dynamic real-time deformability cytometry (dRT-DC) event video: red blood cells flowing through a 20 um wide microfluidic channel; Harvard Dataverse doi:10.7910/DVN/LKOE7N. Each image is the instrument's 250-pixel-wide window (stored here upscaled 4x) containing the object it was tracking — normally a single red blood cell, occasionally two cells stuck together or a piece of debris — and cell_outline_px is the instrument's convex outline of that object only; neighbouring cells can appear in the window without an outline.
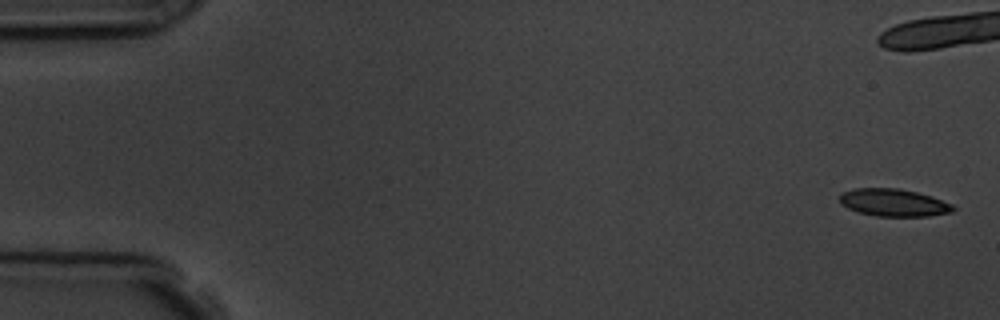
{"species": "common noctule bat (a hibernating species)", "species_latin": "Nyctalus noctula", "temperature_condition": "room temperature", "stored_images_in_passage": 6, "camera_frame_rate_fps": 3000, "um_per_image_px": 0.085, "animal": {"sex": "male", "body_mass_g": 19.5, "forearm_length_mm": 54.6}, "frame": {"image": 1, "passage_image": 1, "time_ms": 0.0, "image_size_px": [1000, 320], "cell_outline_px": [[956, 208], [952, 212], [928, 216], [876, 216], [860, 212], [848, 208], [840, 204], [840, 196], [844, 192], [852, 188], [900, 188], [932, 196], [952, 204]], "centroid_in_image_um": [75.97, 17.22], "position_along_channel_um": 9.0, "area_um2": 18.15}}